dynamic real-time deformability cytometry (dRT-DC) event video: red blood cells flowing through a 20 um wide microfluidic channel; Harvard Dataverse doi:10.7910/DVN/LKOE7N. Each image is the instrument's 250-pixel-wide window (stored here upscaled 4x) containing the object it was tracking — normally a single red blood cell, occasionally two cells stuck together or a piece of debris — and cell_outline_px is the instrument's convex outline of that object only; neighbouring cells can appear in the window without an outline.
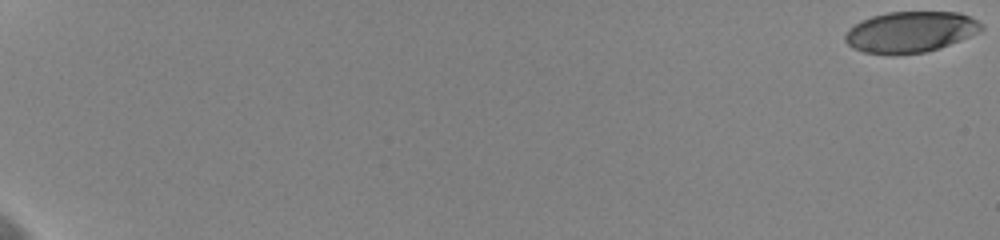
{"species": "human", "species_latin": "Homo sapiens", "temperature_condition": "cold", "stored_images_in_passage": 8, "camera_frame_rate_fps": 3000, "um_per_image_px": 0.085, "donor": {"sex": "female"}, "frame": {"image": 1, "passage_image": 1, "time_ms": 0.0, "image_size_px": [1000, 240], "cell_outline_px": [[984, 28], [980, 32], [940, 48], [924, 52], [892, 56], [864, 52], [852, 48], [844, 40], [844, 36], [848, 28], [872, 16], [888, 12], [960, 12], [984, 24]], "centroid_in_image_um": [77.38, 2.73], "position_along_channel_um": 7.6, "area_um2": 32.77}}